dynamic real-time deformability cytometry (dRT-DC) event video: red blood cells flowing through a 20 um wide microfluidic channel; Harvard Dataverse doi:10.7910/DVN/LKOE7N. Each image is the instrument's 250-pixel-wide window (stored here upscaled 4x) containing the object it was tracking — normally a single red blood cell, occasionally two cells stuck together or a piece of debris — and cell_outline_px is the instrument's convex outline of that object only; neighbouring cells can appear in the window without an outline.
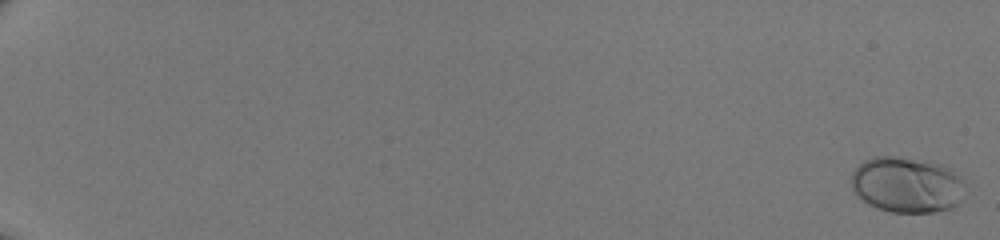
{"species": "human", "species_latin": "Homo sapiens", "temperature_condition": "room temperature", "stored_images_in_passage": 19, "camera_frame_rate_fps": 3000, "um_per_image_px": 0.085, "donor": {"sex": "male"}, "frame": {"image": 1, "passage_image": 2, "time_ms": 0.333, "image_size_px": [1000, 240], "cell_outline_px": [[964, 200], [952, 208], [936, 212], [888, 212], [876, 208], [868, 204], [856, 196], [852, 192], [852, 172], [864, 160], [876, 156], [892, 156], [932, 160], [948, 168], [960, 176]], "centroid_in_image_um": [77.07, 15.71], "position_along_channel_um": 7.9, "area_um2": 37.45}}
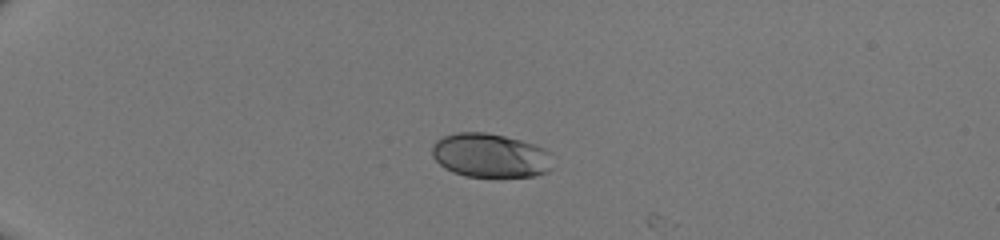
{"frame": {"image": 2, "passage_image": 17, "time_ms": 5.333, "image_size_px": [1000, 240], "cell_outline_px": [[552, 168], [548, 172], [536, 176], [500, 180], [464, 176], [452, 172], [444, 168], [432, 156], [432, 144], [436, 140], [444, 136], [456, 132], [484, 132], [504, 136], [536, 144], [552, 152]], "centroid_in_image_um": [41.73, 13.27], "position_along_channel_um": 43.3, "area_um2": 32.31}}